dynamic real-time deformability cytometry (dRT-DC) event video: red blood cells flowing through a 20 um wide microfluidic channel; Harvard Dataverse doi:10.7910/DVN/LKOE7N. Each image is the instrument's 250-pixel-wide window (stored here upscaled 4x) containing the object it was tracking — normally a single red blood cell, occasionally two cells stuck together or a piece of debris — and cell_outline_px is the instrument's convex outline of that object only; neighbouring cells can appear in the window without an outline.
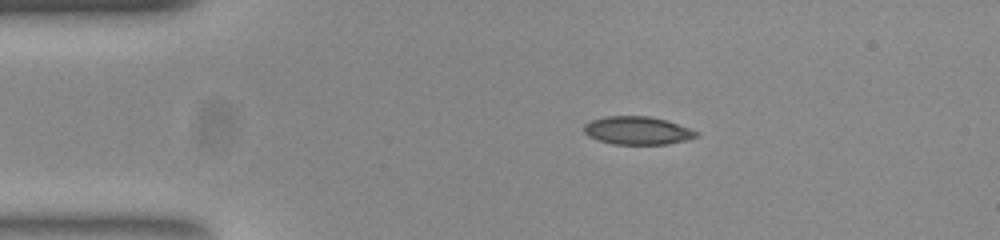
{"species": "common noctule bat (a hibernating species)", "species_latin": "Nyctalus noctula", "temperature_condition": "room temperature", "stored_images_in_passage": 44, "camera_frame_rate_fps": 3000, "um_per_image_px": 0.085, "animal": {"sex": "female", "body_mass_g": 23.0, "forearm_length_mm": 53.4}, "frame": {"image": 1, "passage_image": 1, "time_ms": 0.0, "image_size_px": [1000, 240], "cell_outline_px": [[700, 136], [684, 140], [664, 144], [612, 144], [588, 136], [584, 132], [584, 124], [592, 120], [608, 116], [648, 116], [664, 120], [700, 132]], "centroid_in_image_um": [54.17, 11.1], "position_along_channel_um": 30.8, "area_um2": 18.09}}
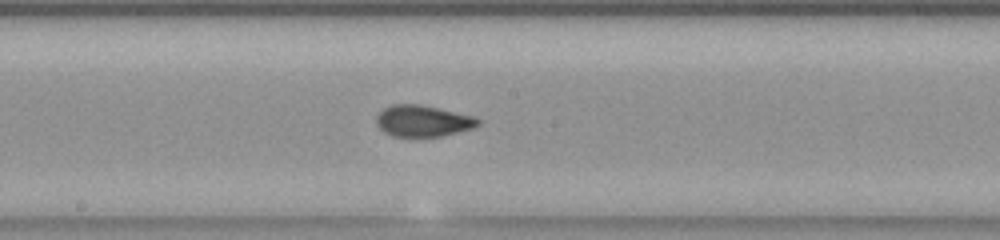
{"frame": {"image": 2, "passage_image": 19, "time_ms": 6.0, "image_size_px": [1000, 240], "cell_outline_px": [[480, 124], [472, 128], [444, 136], [392, 136], [384, 132], [380, 128], [376, 120], [376, 116], [384, 108], [392, 104], [420, 104], [472, 116], [480, 120]], "centroid_in_image_um": [35.93, 10.28], "position_along_channel_um": 212.3, "area_um2": 18.38}}
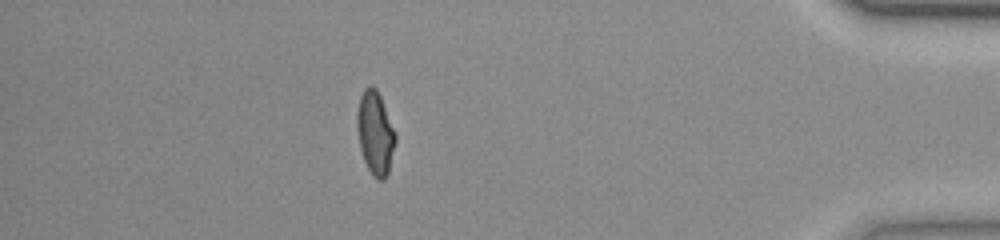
{"frame": {"image": 3, "passage_image": 38, "time_ms": 12.333, "image_size_px": [1000, 240], "cell_outline_px": [[396, 140], [388, 172], [384, 180], [376, 180], [372, 176], [364, 160], [360, 148], [356, 128], [356, 116], [360, 96], [364, 88], [368, 84], [372, 84], [376, 88], [380, 96], [396, 132]], "centroid_in_image_um": [31.88, 11.29], "position_along_channel_um": 403.3, "area_um2": 18.84}, "authors_computed_cell_mechanics": {"area_um2": 18.4382, "velocity_mm_per_s": 3.7887, "shape_relaxation_time_tau1_ms": 7.4635, "shape_relaxation_time_tau2_ms": 1.0876, "deformation_change_tau1": 0.2187, "deformation_change_tau2": 0.0665}}